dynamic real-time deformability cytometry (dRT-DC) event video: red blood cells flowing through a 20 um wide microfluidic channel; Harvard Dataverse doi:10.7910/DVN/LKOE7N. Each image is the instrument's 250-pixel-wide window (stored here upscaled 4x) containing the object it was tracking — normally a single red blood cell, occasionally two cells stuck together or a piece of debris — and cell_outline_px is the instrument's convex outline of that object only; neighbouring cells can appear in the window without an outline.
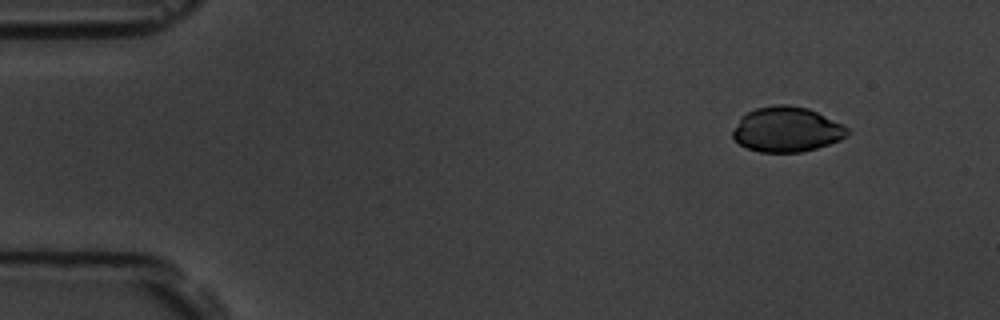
{"species": "common noctule bat (a hibernating species)", "species_latin": "Nyctalus noctula", "temperature_condition": "room temperature", "stored_images_in_passage": 13, "camera_frame_rate_fps": 3000, "um_per_image_px": 0.085, "animal": {"sex": "male", "body_mass_g": 19.5, "forearm_length_mm": 54.6}, "frame": {"image": 1, "passage_image": 2, "time_ms": 1.333, "image_size_px": [1000, 320], "cell_outline_px": [[848, 136], [840, 140], [816, 148], [800, 152], [760, 152], [748, 148], [740, 144], [732, 136], [732, 132], [740, 120], [748, 112], [756, 108], [776, 104], [788, 104], [808, 108], [844, 124], [848, 128]], "centroid_in_image_um": [66.91, 11.0], "position_along_channel_um": 18.1, "area_um2": 29.94}}